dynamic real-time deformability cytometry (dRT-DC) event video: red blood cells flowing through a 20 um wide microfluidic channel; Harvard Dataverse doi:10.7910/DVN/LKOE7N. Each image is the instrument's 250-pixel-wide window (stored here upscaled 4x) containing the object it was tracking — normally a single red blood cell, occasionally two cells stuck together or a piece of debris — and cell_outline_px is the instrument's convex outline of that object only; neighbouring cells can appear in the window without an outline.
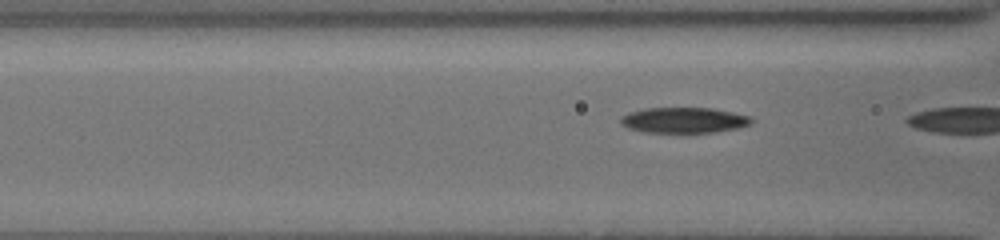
{"species": "common noctule bat (a hibernating species)", "species_latin": "Nyctalus noctula", "temperature_condition": "cold", "stored_images_in_passage": 22, "camera_frame_rate_fps": 3000, "um_per_image_px": 0.085, "animal": {"sex": "female", "body_mass_g": 19.5, "forearm_length_mm": 54.1}, "frame": {"image": 1, "passage_image": 21, "time_ms": 6.667, "image_size_px": [1000, 240], "cell_outline_px": [[756, 120], [752, 124], [740, 128], [716, 132], [644, 132], [628, 128], [620, 124], [620, 116], [628, 112], [644, 108], [712, 108], [752, 116]], "centroid_in_image_um": [58.17, 10.21], "position_along_channel_um": 108.4, "area_um2": 19.83}}